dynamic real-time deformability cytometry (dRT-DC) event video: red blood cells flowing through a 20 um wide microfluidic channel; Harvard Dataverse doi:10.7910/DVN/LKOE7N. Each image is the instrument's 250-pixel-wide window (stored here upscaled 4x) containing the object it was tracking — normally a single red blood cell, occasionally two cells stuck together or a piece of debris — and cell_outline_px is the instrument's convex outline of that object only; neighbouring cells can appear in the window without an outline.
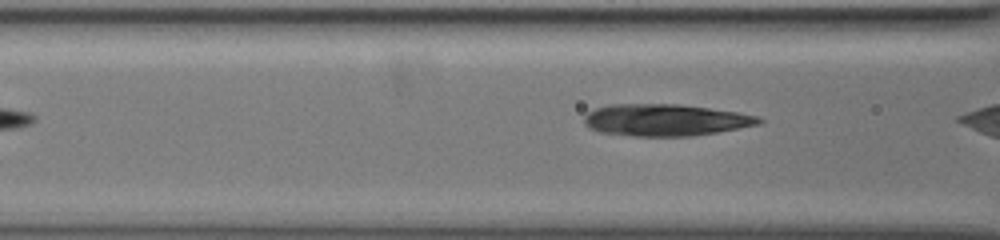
{"species": "common noctule bat (a hibernating species)", "species_latin": "Nyctalus noctula", "temperature_condition": "warm", "stored_images_in_passage": 10, "camera_frame_rate_fps": 3000, "um_per_image_px": 0.085, "animal": {"sex": "female", "body_mass_g": 19.5, "forearm_length_mm": 54.1}, "frame": {"image": 1, "passage_image": 4, "time_ms": 1.0, "image_size_px": [1000, 240], "cell_outline_px": [[764, 120], [760, 124], [716, 132], [692, 136], [632, 136], [600, 132], [588, 128], [584, 124], [584, 116], [588, 112], [596, 108], [608, 104], [680, 104], [736, 112], [756, 116]], "centroid_in_image_um": [56.5, 10.2], "position_along_channel_um": 110.1, "area_um2": 32.37}}
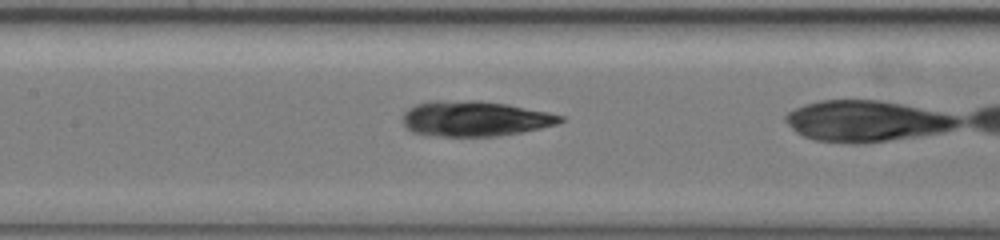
{"frame": {"image": 2, "passage_image": 9, "time_ms": 2.667, "image_size_px": [1000, 240], "cell_outline_px": [[564, 120], [556, 124], [540, 128], [500, 136], [440, 136], [412, 132], [404, 124], [404, 112], [408, 108], [416, 104], [432, 100], [480, 100], [508, 104], [548, 112], [564, 116]], "centroid_in_image_um": [40.37, 10.07], "position_along_channel_um": 167.0, "area_um2": 32.43}}